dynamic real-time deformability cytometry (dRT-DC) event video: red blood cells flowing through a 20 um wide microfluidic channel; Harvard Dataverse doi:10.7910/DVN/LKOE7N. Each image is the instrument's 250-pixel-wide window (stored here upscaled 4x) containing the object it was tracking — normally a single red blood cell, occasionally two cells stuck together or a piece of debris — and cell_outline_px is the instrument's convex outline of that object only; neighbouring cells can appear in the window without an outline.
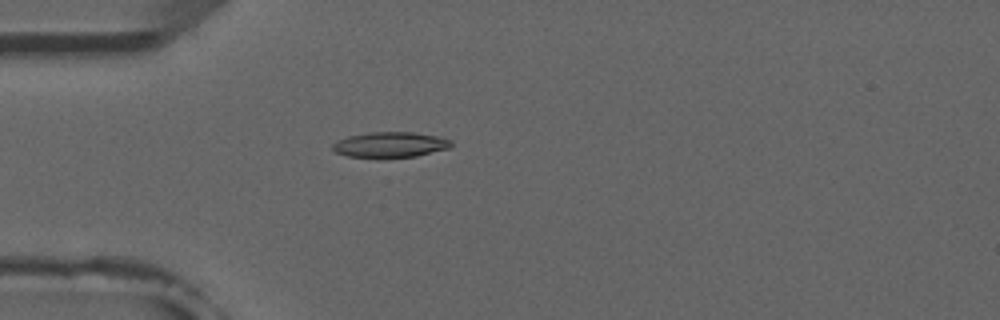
{"species": "common noctule bat (a hibernating species)", "species_latin": "Nyctalus noctula", "temperature_condition": "room temperature", "stored_images_in_passage": 6, "camera_frame_rate_fps": 3000, "um_per_image_px": 0.085, "animal": {"sex": "male", "forearm_length_mm": 52.5}, "frame": {"image": 1, "passage_image": 6, "time_ms": 6.0, "image_size_px": [1000, 320], "cell_outline_px": [[452, 144], [448, 148], [416, 156], [380, 160], [376, 160], [348, 156], [336, 152], [332, 148], [332, 144], [348, 136], [368, 132], [412, 132], [440, 136], [452, 140]], "centroid_in_image_um": [33.15, 12.33], "position_along_channel_um": 51.8, "area_um2": 18.15}}